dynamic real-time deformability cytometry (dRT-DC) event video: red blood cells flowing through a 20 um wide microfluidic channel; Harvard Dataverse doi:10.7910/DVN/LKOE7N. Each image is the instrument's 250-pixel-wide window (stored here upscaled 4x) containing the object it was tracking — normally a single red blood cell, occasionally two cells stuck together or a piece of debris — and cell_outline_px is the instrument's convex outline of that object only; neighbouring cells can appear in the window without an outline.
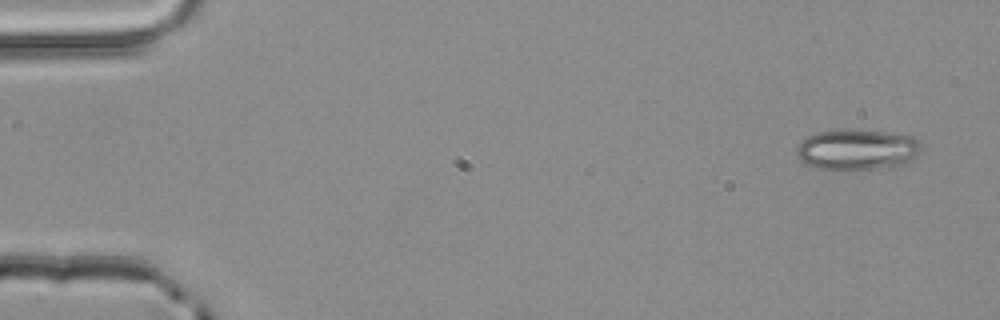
{"species": "common noctule bat (a hibernating species)", "species_latin": "Nyctalus noctula", "temperature_condition": "room temperature", "stored_images_in_passage": 3, "camera_frame_rate_fps": 3000, "um_per_image_px": 0.085, "animal": {"sex": "male", "body_mass_g": 20.4}, "frame": {"image": 1, "passage_image": 1, "time_ms": 0.0, "image_size_px": [1000, 320], "cell_outline_px": [[924, 144], [920, 152], [904, 164], [876, 168], [840, 172], [816, 168], [800, 160], [796, 152], [796, 148], [808, 136], [820, 132], [884, 132], [912, 136], [920, 140]], "centroid_in_image_um": [72.88, 12.78], "position_along_channel_um": 12.1, "area_um2": 29.13}}